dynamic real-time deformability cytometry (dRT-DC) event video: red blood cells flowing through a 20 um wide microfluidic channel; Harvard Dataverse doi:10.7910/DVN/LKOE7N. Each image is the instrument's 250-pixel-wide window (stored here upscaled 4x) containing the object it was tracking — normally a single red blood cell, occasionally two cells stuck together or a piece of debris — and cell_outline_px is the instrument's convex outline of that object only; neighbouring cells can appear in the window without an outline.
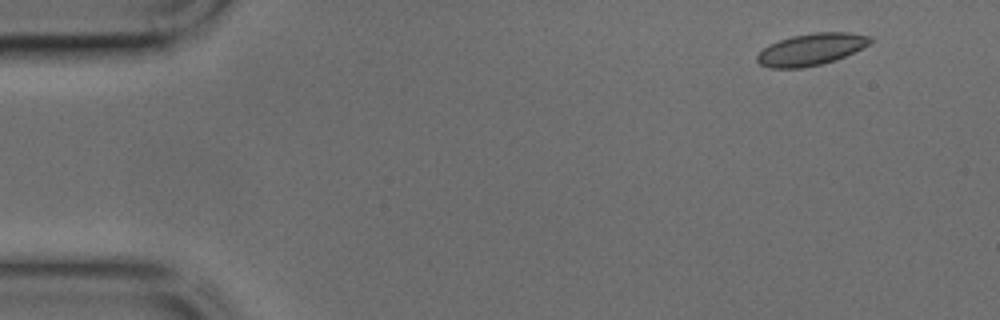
{"species": "common noctule bat (a hibernating species)", "species_latin": "Nyctalus noctula", "temperature_condition": "cold", "stored_images_in_passage": 37, "camera_frame_rate_fps": 3000, "um_per_image_px": 0.085, "animal": {"sex": "male", "body_mass_g": 17.9, "forearm_length_mm": 54.2}, "frame": {"image": 1, "passage_image": 1, "time_ms": 0.0, "image_size_px": [1000, 320], "cell_outline_px": [[872, 40], [868, 44], [836, 60], [820, 64], [800, 68], [768, 68], [760, 64], [756, 60], [756, 56], [764, 48], [780, 40], [792, 36], [812, 32], [848, 32], [872, 36]], "centroid_in_image_um": [68.93, 4.19], "position_along_channel_um": 16.1, "area_um2": 20.75}}
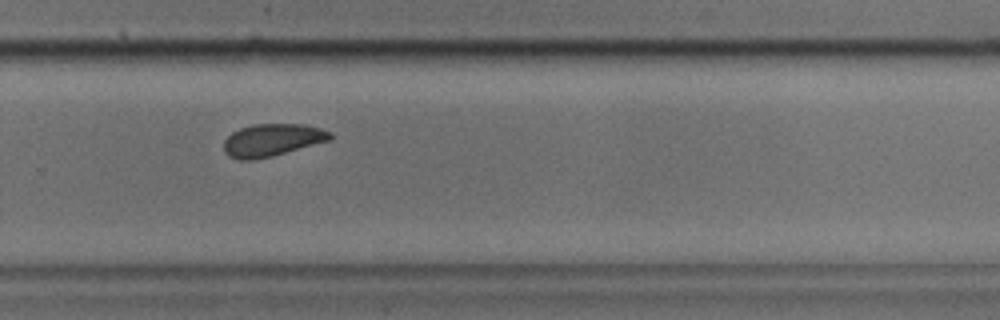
{"frame": {"image": 2, "passage_image": 27, "time_ms": 8.667, "image_size_px": [1000, 320], "cell_outline_px": [[332, 140], [272, 156], [252, 160], [240, 160], [228, 156], [224, 152], [224, 140], [232, 132], [240, 128], [252, 124], [304, 124], [320, 128], [332, 132]], "centroid_in_image_um": [23.14, 11.9], "position_along_channel_um": 306.7, "area_um2": 20.29}}
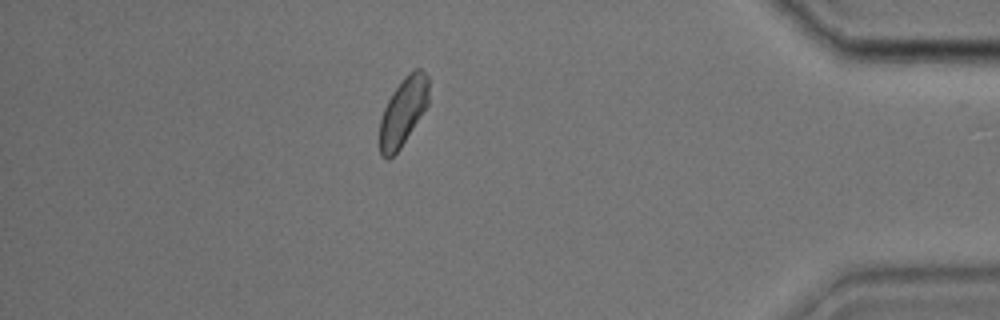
{"frame": {"image": 3, "passage_image": 36, "time_ms": 11.667, "image_size_px": [1000, 320], "cell_outline_px": [[428, 104], [400, 148], [388, 160], [380, 156], [380, 120], [384, 108], [392, 92], [404, 76], [408, 72], [416, 68], [420, 68], [428, 76]], "centroid_in_image_um": [34.25, 9.47], "position_along_channel_um": 400.9, "area_um2": 19.31}}